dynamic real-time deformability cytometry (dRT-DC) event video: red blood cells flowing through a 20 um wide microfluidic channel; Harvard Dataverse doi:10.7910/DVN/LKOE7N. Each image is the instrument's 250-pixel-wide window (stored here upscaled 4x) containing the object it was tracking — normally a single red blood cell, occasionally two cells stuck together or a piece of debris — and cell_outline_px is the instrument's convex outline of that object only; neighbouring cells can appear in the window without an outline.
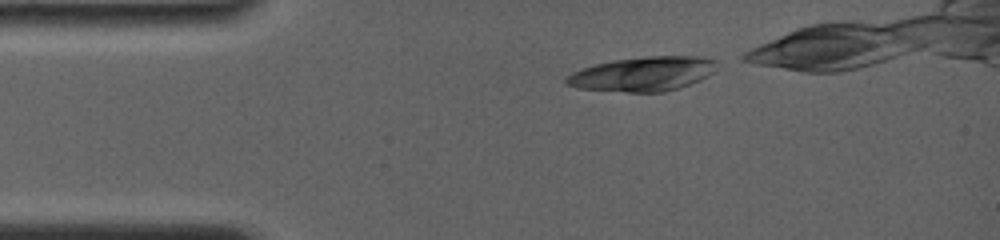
{"species": "common noctule bat (a hibernating species)", "species_latin": "Nyctalus noctula", "temperature_condition": "room temperature", "stored_images_in_passage": 10, "camera_frame_rate_fps": 4000, "um_per_image_px": 0.085, "animal": {"sex": "female", "body_mass_g": 19.0, "forearm_length_mm": 56.7}, "frame": {"image": 1, "passage_image": 1, "time_ms": 0.0, "image_size_px": [1000, 240], "cell_outline_px": [[716, 60], [712, 72], [700, 80], [680, 88], [664, 92], [628, 92], [580, 88], [568, 84], [564, 80], [572, 72], [596, 64], [612, 60], [644, 56], [696, 56]], "centroid_in_image_um": [54.65, 6.28], "position_along_channel_um": 30.4, "area_um2": 29.82}}